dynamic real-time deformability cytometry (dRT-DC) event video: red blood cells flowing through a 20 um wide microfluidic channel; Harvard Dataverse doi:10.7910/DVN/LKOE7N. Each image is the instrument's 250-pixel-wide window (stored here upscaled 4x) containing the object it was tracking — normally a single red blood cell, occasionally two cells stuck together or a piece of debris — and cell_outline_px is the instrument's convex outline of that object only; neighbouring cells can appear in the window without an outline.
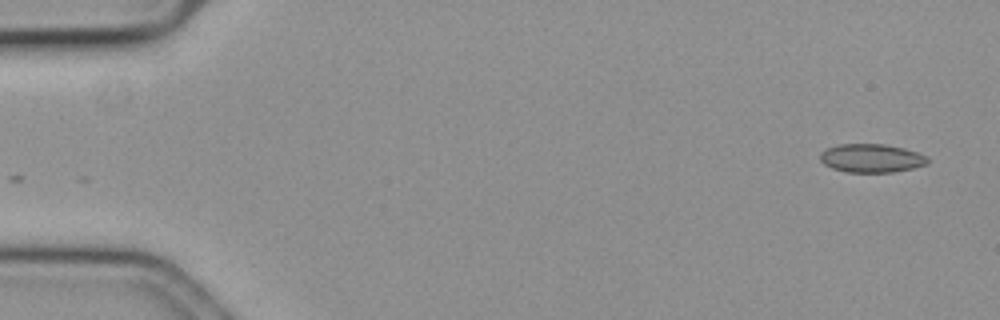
{"species": "common noctule bat (a hibernating species)", "species_latin": "Nyctalus noctula", "temperature_condition": "cold", "stored_images_in_passage": 52, "camera_frame_rate_fps": 3000, "um_per_image_px": 0.085, "animal": {"sex": "female", "body_mass_g": 19.3, "forearm_length_mm": 54.1}, "frame": {"image": 1, "passage_image": 1, "time_ms": 0.0, "image_size_px": [1000, 320], "cell_outline_px": [[928, 164], [912, 168], [892, 172], [848, 172], [832, 168], [824, 164], [820, 160], [820, 152], [828, 148], [840, 144], [884, 144], [904, 148], [928, 156]], "centroid_in_image_um": [74.08, 13.44], "position_along_channel_um": 10.9, "area_um2": 17.8}}
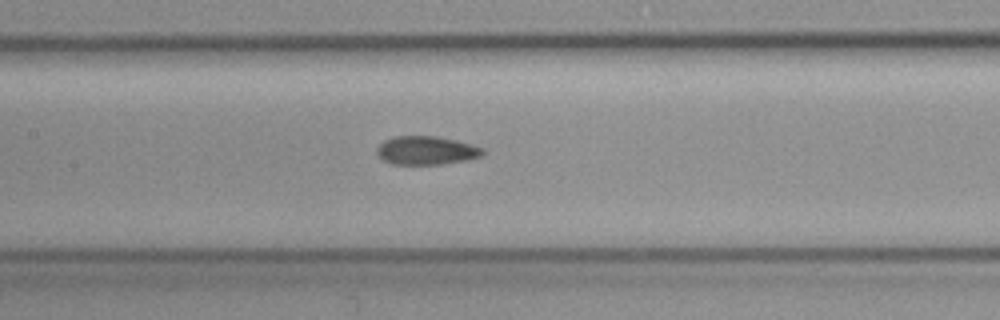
{"frame": {"image": 2, "passage_image": 26, "time_ms": 8.333, "image_size_px": [1000, 320], "cell_outline_px": [[484, 152], [480, 156], [464, 160], [440, 164], [392, 164], [384, 160], [376, 152], [376, 148], [384, 140], [396, 136], [436, 136], [456, 140], [484, 148]], "centroid_in_image_um": [36.21, 12.78], "position_along_channel_um": 171.2, "area_um2": 17.4}}
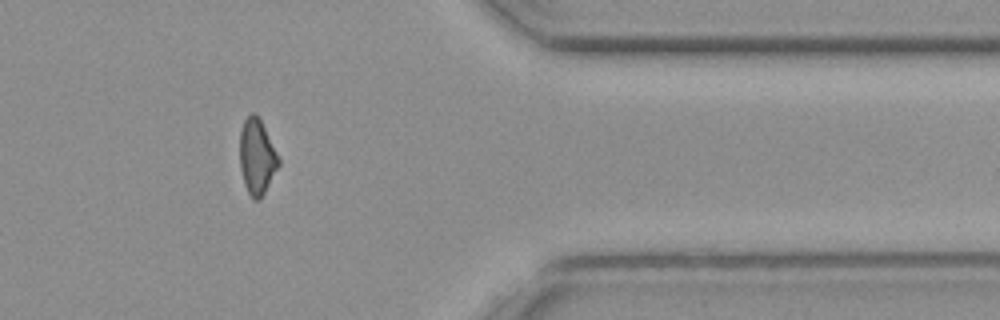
{"frame": {"image": 3, "passage_image": 46, "time_ms": 15.0, "image_size_px": [1000, 320], "cell_outline_px": [[280, 164], [260, 200], [252, 200], [244, 184], [240, 168], [240, 132], [244, 120], [252, 112], [260, 120], [280, 160]], "centroid_in_image_um": [21.82, 13.37], "position_along_channel_um": 389.6, "area_um2": 16.76}, "authors_computed_cell_mechanics": {"area_um2": 17.7735, "velocity_mm_per_s": 3.5816, "shape_relaxation_time_tau1_ms": null, "shape_relaxation_time_tau2_ms": 3.5075, "deformation_change_tau1": null, "deformation_change_tau2": 0.0956}}